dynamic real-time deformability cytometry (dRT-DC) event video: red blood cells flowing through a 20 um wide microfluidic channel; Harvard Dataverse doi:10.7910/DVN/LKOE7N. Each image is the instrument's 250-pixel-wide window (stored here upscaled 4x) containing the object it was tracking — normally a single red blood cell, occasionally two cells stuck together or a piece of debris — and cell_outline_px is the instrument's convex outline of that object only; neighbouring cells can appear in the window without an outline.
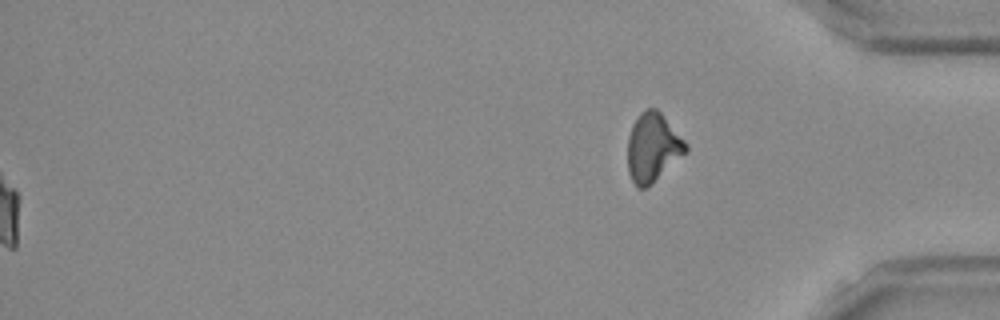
{"species": "Egyptian fruit bat (a non-hibernating species)", "species_latin": "Rousettus aegyptiacus", "temperature_condition": "room temperature", "stored_images_in_passage": 53, "segment_of_instrument_passage": [2, 2], "camera_frame_rate_fps": 3000, "um_per_image_px": 0.085, "frame": {"image": 1, "passage_image": 53, "time_ms": 17.333, "image_size_px": [1000, 320], "cell_outline_px": [[688, 152], [644, 188], [636, 188], [628, 172], [628, 136], [632, 124], [640, 112], [644, 108], [656, 108], [660, 112], [688, 144]], "centroid_in_image_um": [55.48, 12.5], "position_along_channel_um": 379.7, "area_um2": 23.12}}